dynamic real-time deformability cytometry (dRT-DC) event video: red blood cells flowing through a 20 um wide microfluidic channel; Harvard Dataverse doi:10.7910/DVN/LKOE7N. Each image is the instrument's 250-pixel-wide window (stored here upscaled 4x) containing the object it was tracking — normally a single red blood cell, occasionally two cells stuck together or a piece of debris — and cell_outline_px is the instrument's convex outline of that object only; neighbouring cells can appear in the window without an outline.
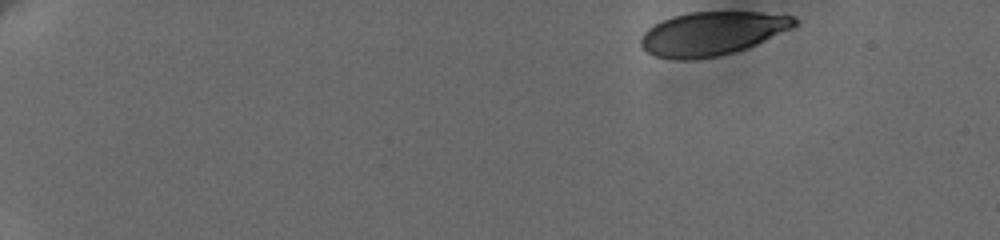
{"species": "human", "species_latin": "Homo sapiens", "temperature_condition": "cold", "stored_images_in_passage": 45, "camera_frame_rate_fps": 3000, "um_per_image_px": 0.085, "donor": {"sex": "female"}, "frame": {"image": 1, "passage_image": 1, "time_ms": 0.0, "image_size_px": [1000, 240], "cell_outline_px": [[796, 24], [792, 28], [748, 48], [716, 56], [692, 60], [680, 60], [656, 56], [648, 52], [640, 44], [640, 36], [648, 28], [672, 16], [688, 12], [760, 12], [792, 16], [796, 20]], "centroid_in_image_um": [60.51, 2.85], "position_along_channel_um": 24.5, "area_um2": 38.78}}
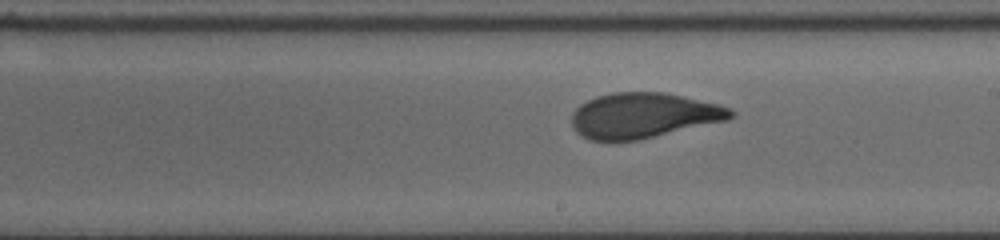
{"frame": {"image": 2, "passage_image": 26, "time_ms": 9.667, "image_size_px": [1000, 240], "cell_outline_px": [[736, 112], [728, 120], [636, 140], [588, 140], [580, 136], [576, 132], [572, 124], [572, 112], [580, 104], [596, 96], [612, 92], [664, 92], [684, 96], [720, 104], [732, 108]], "centroid_in_image_um": [54.69, 9.8], "position_along_channel_um": 234.3, "area_um2": 42.02}}
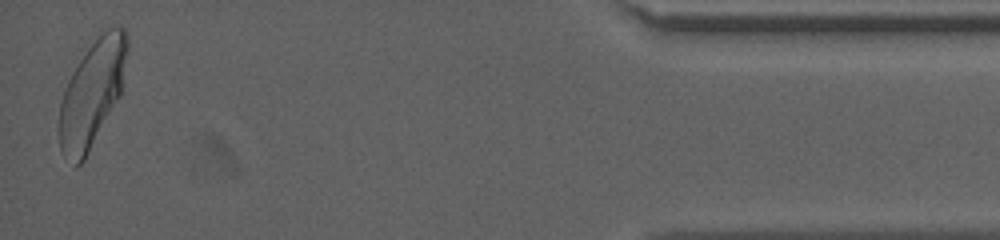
{"frame": {"image": 3, "passage_image": 45, "time_ms": 16.667, "image_size_px": [1000, 240], "cell_outline_px": [[128, 52], [120, 96], [84, 160], [76, 168], [60, 148], [60, 104], [64, 88], [72, 72], [100, 28], [124, 28], [128, 32]], "centroid_in_image_um": [7.86, 7.86], "position_along_channel_um": 427.3, "area_um2": 42.08}, "authors_computed_cell_mechanics": {"area_um2": 42.0784, "velocity_mm_per_s": 3.6382, "shape_relaxation_time_tau1_ms": 3.8019, "shape_relaxation_time_tau2_ms": null, "deformation_change_tau1": 0.1585, "deformation_change_tau2": null}}